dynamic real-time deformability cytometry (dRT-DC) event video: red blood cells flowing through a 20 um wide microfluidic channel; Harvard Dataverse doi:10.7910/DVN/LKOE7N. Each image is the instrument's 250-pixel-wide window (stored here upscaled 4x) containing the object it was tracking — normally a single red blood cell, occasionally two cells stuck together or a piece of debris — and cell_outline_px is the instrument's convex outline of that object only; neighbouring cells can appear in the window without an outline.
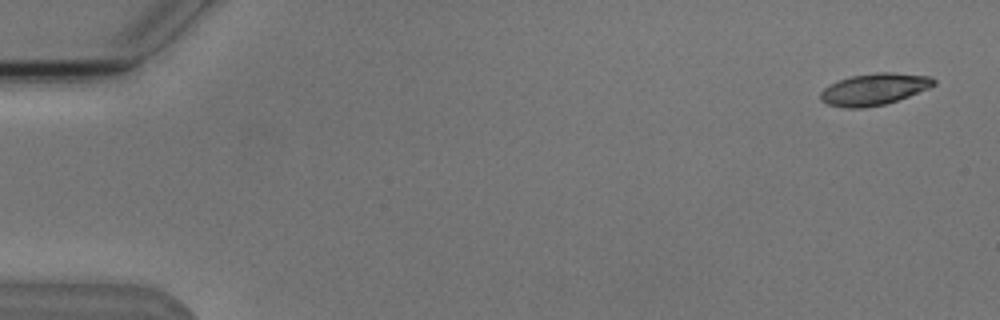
{"species": "Egyptian fruit bat (a non-hibernating species)", "species_latin": "Rousettus aegyptiacus", "temperature_condition": "cold", "stored_images_in_passage": 6, "camera_frame_rate_fps": 3000, "um_per_image_px": 0.085, "animal": {"sex": "male"}, "frame": {"image": 1, "passage_image": 1, "time_ms": 0.0, "image_size_px": [1000, 320], "cell_outline_px": [[936, 84], [928, 88], [908, 96], [884, 104], [864, 108], [844, 108], [828, 104], [820, 100], [820, 92], [824, 88], [840, 80], [852, 76], [876, 72], [892, 72], [932, 76], [936, 80]], "centroid_in_image_um": [74.31, 7.58], "position_along_channel_um": 10.7, "area_um2": 20.81}}